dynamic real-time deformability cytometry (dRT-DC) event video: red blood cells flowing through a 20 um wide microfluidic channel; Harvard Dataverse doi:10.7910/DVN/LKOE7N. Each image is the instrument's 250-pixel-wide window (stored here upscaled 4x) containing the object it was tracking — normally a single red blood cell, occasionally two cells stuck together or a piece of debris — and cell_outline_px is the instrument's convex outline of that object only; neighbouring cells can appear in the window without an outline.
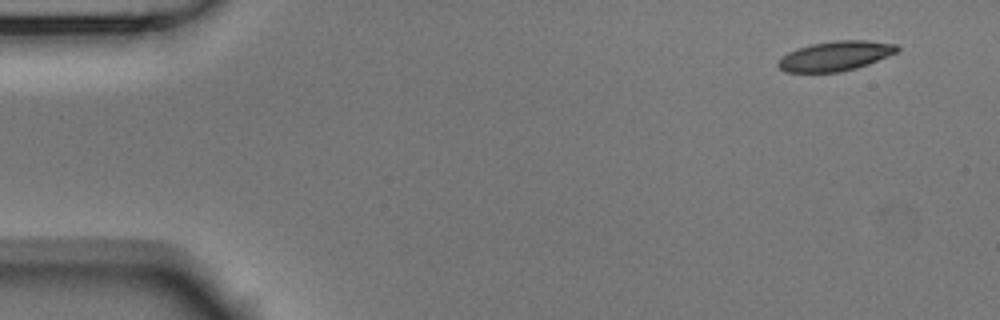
{"species": "Egyptian fruit bat (a non-hibernating species)", "species_latin": "Rousettus aegyptiacus", "temperature_condition": "room temperature", "stored_images_in_passage": 5, "camera_frame_rate_fps": 3000, "um_per_image_px": 0.085, "animal": {"sex": "male"}, "frame": {"image": 1, "passage_image": 1, "time_ms": 0.0, "image_size_px": [1000, 320], "cell_outline_px": [[900, 48], [896, 52], [868, 64], [856, 68], [836, 72], [784, 72], [776, 64], [788, 52], [796, 48], [812, 44], [836, 40], [864, 40], [896, 44]], "centroid_in_image_um": [70.99, 4.75], "position_along_channel_um": 14.0, "area_um2": 20.35}}
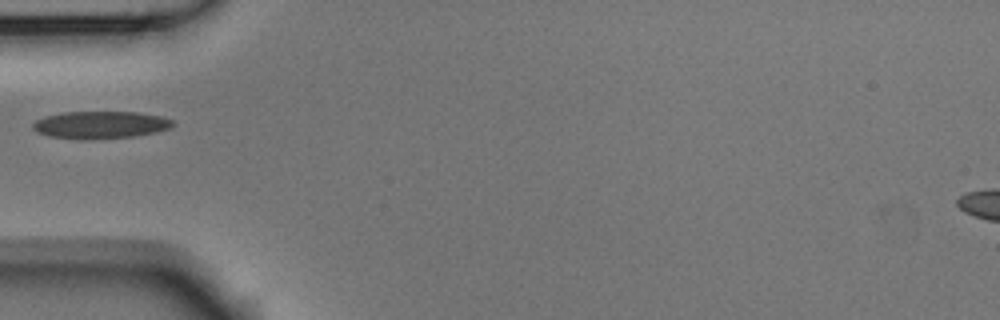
{"frame": {"image": 2, "passage_image": 4, "time_ms": 1.0, "image_size_px": [1000, 320], "cell_outline_px": [[176, 124], [168, 128], [156, 132], [132, 136], [92, 140], [80, 140], [48, 136], [36, 132], [32, 128], [32, 124], [36, 120], [44, 116], [64, 112], [136, 112], [160, 116], [172, 120]], "centroid_in_image_um": [8.48, 10.62], "position_along_channel_um": 76.5, "area_um2": 22.48}}
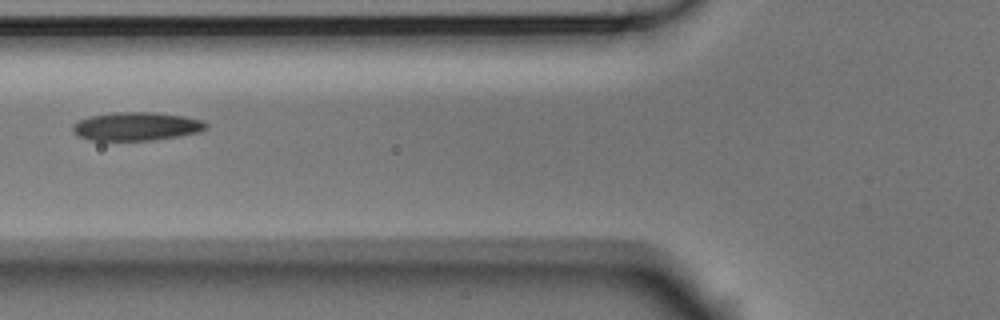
{"frame": {"image": 3, "passage_image": 5, "time_ms": 1.333, "image_size_px": [1000, 320], "cell_outline_px": [[208, 128], [200, 132], [180, 136], [152, 140], [88, 140], [76, 136], [72, 132], [72, 124], [88, 116], [116, 112], [156, 112], [184, 116], [204, 120], [208, 124]], "centroid_in_image_um": [11.6, 10.74], "position_along_channel_um": 114.2, "area_um2": 22.43}}